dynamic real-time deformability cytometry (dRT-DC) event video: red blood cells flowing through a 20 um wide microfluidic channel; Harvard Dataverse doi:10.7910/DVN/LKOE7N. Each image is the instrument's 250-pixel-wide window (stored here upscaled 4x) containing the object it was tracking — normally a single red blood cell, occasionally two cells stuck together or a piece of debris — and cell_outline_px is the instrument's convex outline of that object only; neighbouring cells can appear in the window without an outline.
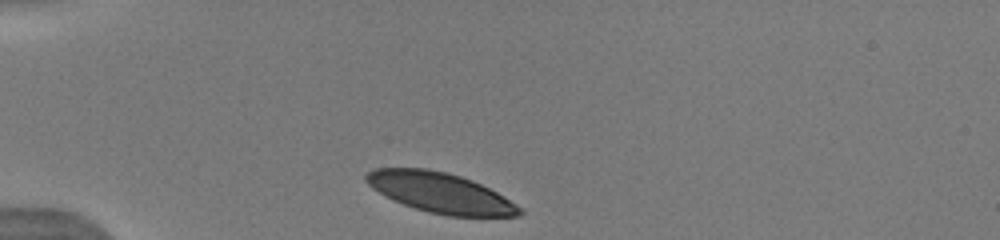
{"species": "human", "species_latin": "Homo sapiens", "temperature_condition": "warm", "stored_images_in_passage": 23, "camera_frame_rate_fps": 3000, "um_per_image_px": 0.085, "donor": {"sex": "male"}, "frame": {"image": 1, "passage_image": 1, "time_ms": 0.0, "image_size_px": [1000, 240], "cell_outline_px": [[524, 212], [520, 216], [448, 216], [428, 212], [392, 200], [384, 196], [372, 188], [364, 180], [364, 176], [368, 172], [376, 168], [428, 168], [460, 176], [472, 180], [504, 196], [516, 204]], "centroid_in_image_um": [37.4, 16.38], "position_along_channel_um": 47.6, "area_um2": 35.78}}